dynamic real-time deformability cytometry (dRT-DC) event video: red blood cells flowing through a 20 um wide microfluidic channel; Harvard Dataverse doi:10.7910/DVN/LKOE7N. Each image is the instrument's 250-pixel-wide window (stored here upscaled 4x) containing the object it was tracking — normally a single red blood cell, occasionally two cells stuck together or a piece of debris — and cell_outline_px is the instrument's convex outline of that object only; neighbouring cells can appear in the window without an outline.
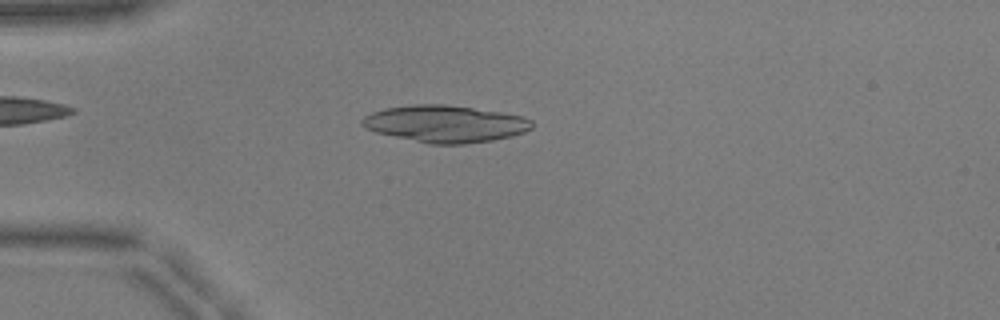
{"species": "common noctule bat (a hibernating species)", "species_latin": "Nyctalus noctula", "temperature_condition": "warm", "stored_images_in_passage": 50, "camera_frame_rate_fps": 3000, "um_per_image_px": 0.085, "animal": {"sex": "male", "body_mass_g": 17.9, "forearm_length_mm": 54.2}, "frame": {"image": 1, "passage_image": 13, "time_ms": 4.0, "image_size_px": [1000, 320], "cell_outline_px": [[532, 128], [524, 132], [512, 136], [492, 140], [464, 144], [428, 144], [376, 132], [364, 128], [360, 124], [360, 120], [364, 116], [372, 112], [384, 108], [412, 104], [444, 104], [500, 112], [524, 116], [532, 120]], "centroid_in_image_um": [37.81, 10.52], "position_along_channel_um": 47.2, "area_um2": 36.7}}